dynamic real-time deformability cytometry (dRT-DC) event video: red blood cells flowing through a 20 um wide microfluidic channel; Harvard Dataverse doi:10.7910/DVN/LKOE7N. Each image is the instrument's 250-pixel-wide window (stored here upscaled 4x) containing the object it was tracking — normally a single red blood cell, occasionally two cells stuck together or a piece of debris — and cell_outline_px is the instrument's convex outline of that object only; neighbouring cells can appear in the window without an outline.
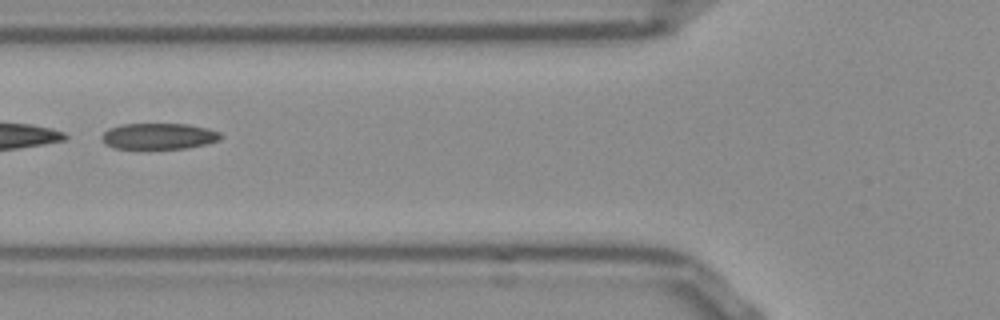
{"species": "Egyptian fruit bat (a non-hibernating species)", "species_latin": "Rousettus aegyptiacus", "temperature_condition": "room temperature", "stored_images_in_passage": 45, "segment_of_instrument_passage": [2, 2], "camera_frame_rate_fps": 3000, "um_per_image_px": 0.085, "frame": {"image": 1, "passage_image": 13, "time_ms": 4.0, "image_size_px": [1000, 320], "cell_outline_px": [[224, 136], [220, 140], [208, 144], [184, 148], [112, 148], [104, 144], [100, 140], [100, 136], [108, 128], [120, 124], [188, 124], [208, 128], [220, 132]], "centroid_in_image_um": [13.48, 11.57], "position_along_channel_um": 112.3, "area_um2": 18.32}}
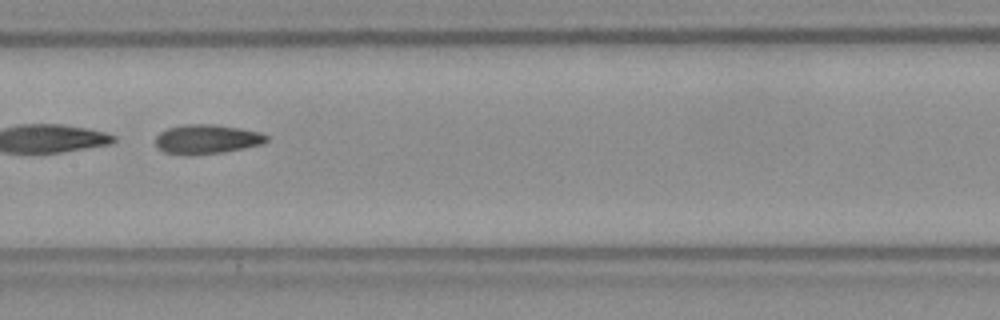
{"frame": {"image": 2, "passage_image": 19, "time_ms": 6.0, "image_size_px": [1000, 320], "cell_outline_px": [[268, 140], [264, 144], [224, 152], [188, 156], [184, 156], [164, 152], [156, 148], [156, 136], [160, 132], [168, 128], [188, 124], [216, 124], [240, 128], [260, 132], [268, 136]], "centroid_in_image_um": [17.57, 11.85], "position_along_channel_um": 189.8, "area_um2": 19.31}}